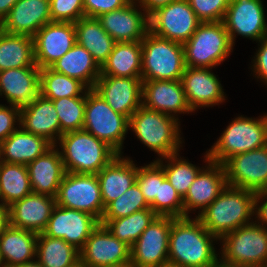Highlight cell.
Instances as JSON below:
<instances>
[{
    "instance_id": "obj_9",
    "label": "cell",
    "mask_w": 267,
    "mask_h": 267,
    "mask_svg": "<svg viewBox=\"0 0 267 267\" xmlns=\"http://www.w3.org/2000/svg\"><path fill=\"white\" fill-rule=\"evenodd\" d=\"M83 130L122 154L125 135L131 129L126 116L115 112L94 89H88Z\"/></svg>"
},
{
    "instance_id": "obj_13",
    "label": "cell",
    "mask_w": 267,
    "mask_h": 267,
    "mask_svg": "<svg viewBox=\"0 0 267 267\" xmlns=\"http://www.w3.org/2000/svg\"><path fill=\"white\" fill-rule=\"evenodd\" d=\"M227 185L254 193L267 188V145L240 153L223 163Z\"/></svg>"
},
{
    "instance_id": "obj_22",
    "label": "cell",
    "mask_w": 267,
    "mask_h": 267,
    "mask_svg": "<svg viewBox=\"0 0 267 267\" xmlns=\"http://www.w3.org/2000/svg\"><path fill=\"white\" fill-rule=\"evenodd\" d=\"M142 105L179 120V114L192 113L181 80H151L142 83Z\"/></svg>"
},
{
    "instance_id": "obj_46",
    "label": "cell",
    "mask_w": 267,
    "mask_h": 267,
    "mask_svg": "<svg viewBox=\"0 0 267 267\" xmlns=\"http://www.w3.org/2000/svg\"><path fill=\"white\" fill-rule=\"evenodd\" d=\"M19 127L20 108L13 105L0 104V143Z\"/></svg>"
},
{
    "instance_id": "obj_11",
    "label": "cell",
    "mask_w": 267,
    "mask_h": 267,
    "mask_svg": "<svg viewBox=\"0 0 267 267\" xmlns=\"http://www.w3.org/2000/svg\"><path fill=\"white\" fill-rule=\"evenodd\" d=\"M201 22L188 0H175L149 15V31L181 44L193 35Z\"/></svg>"
},
{
    "instance_id": "obj_33",
    "label": "cell",
    "mask_w": 267,
    "mask_h": 267,
    "mask_svg": "<svg viewBox=\"0 0 267 267\" xmlns=\"http://www.w3.org/2000/svg\"><path fill=\"white\" fill-rule=\"evenodd\" d=\"M141 42L115 43L108 60L101 67V74L114 77H141Z\"/></svg>"
},
{
    "instance_id": "obj_10",
    "label": "cell",
    "mask_w": 267,
    "mask_h": 267,
    "mask_svg": "<svg viewBox=\"0 0 267 267\" xmlns=\"http://www.w3.org/2000/svg\"><path fill=\"white\" fill-rule=\"evenodd\" d=\"M56 205L87 212L100 221L105 207L97 174L66 172L59 186Z\"/></svg>"
},
{
    "instance_id": "obj_37",
    "label": "cell",
    "mask_w": 267,
    "mask_h": 267,
    "mask_svg": "<svg viewBox=\"0 0 267 267\" xmlns=\"http://www.w3.org/2000/svg\"><path fill=\"white\" fill-rule=\"evenodd\" d=\"M158 215L151 209L134 212L127 217L100 220L110 233L130 247Z\"/></svg>"
},
{
    "instance_id": "obj_6",
    "label": "cell",
    "mask_w": 267,
    "mask_h": 267,
    "mask_svg": "<svg viewBox=\"0 0 267 267\" xmlns=\"http://www.w3.org/2000/svg\"><path fill=\"white\" fill-rule=\"evenodd\" d=\"M182 45L186 67L215 68L233 51L223 21L200 23Z\"/></svg>"
},
{
    "instance_id": "obj_26",
    "label": "cell",
    "mask_w": 267,
    "mask_h": 267,
    "mask_svg": "<svg viewBox=\"0 0 267 267\" xmlns=\"http://www.w3.org/2000/svg\"><path fill=\"white\" fill-rule=\"evenodd\" d=\"M40 68L22 67L0 71V96L22 108L40 94Z\"/></svg>"
},
{
    "instance_id": "obj_3",
    "label": "cell",
    "mask_w": 267,
    "mask_h": 267,
    "mask_svg": "<svg viewBox=\"0 0 267 267\" xmlns=\"http://www.w3.org/2000/svg\"><path fill=\"white\" fill-rule=\"evenodd\" d=\"M58 145L65 170L69 173L97 174L119 155L107 143L85 130L63 134Z\"/></svg>"
},
{
    "instance_id": "obj_29",
    "label": "cell",
    "mask_w": 267,
    "mask_h": 267,
    "mask_svg": "<svg viewBox=\"0 0 267 267\" xmlns=\"http://www.w3.org/2000/svg\"><path fill=\"white\" fill-rule=\"evenodd\" d=\"M54 145L44 137L26 132L21 127L0 145V161L28 165Z\"/></svg>"
},
{
    "instance_id": "obj_2",
    "label": "cell",
    "mask_w": 267,
    "mask_h": 267,
    "mask_svg": "<svg viewBox=\"0 0 267 267\" xmlns=\"http://www.w3.org/2000/svg\"><path fill=\"white\" fill-rule=\"evenodd\" d=\"M255 193L227 185L198 216L202 225L219 240L226 234L253 223Z\"/></svg>"
},
{
    "instance_id": "obj_48",
    "label": "cell",
    "mask_w": 267,
    "mask_h": 267,
    "mask_svg": "<svg viewBox=\"0 0 267 267\" xmlns=\"http://www.w3.org/2000/svg\"><path fill=\"white\" fill-rule=\"evenodd\" d=\"M258 50L252 61L253 75L267 85V36L258 42Z\"/></svg>"
},
{
    "instance_id": "obj_15",
    "label": "cell",
    "mask_w": 267,
    "mask_h": 267,
    "mask_svg": "<svg viewBox=\"0 0 267 267\" xmlns=\"http://www.w3.org/2000/svg\"><path fill=\"white\" fill-rule=\"evenodd\" d=\"M99 224L100 221L87 212L56 205L42 233L63 239L80 251Z\"/></svg>"
},
{
    "instance_id": "obj_40",
    "label": "cell",
    "mask_w": 267,
    "mask_h": 267,
    "mask_svg": "<svg viewBox=\"0 0 267 267\" xmlns=\"http://www.w3.org/2000/svg\"><path fill=\"white\" fill-rule=\"evenodd\" d=\"M52 101L60 120L61 136L67 132L83 130L86 92L80 97H63Z\"/></svg>"
},
{
    "instance_id": "obj_43",
    "label": "cell",
    "mask_w": 267,
    "mask_h": 267,
    "mask_svg": "<svg viewBox=\"0 0 267 267\" xmlns=\"http://www.w3.org/2000/svg\"><path fill=\"white\" fill-rule=\"evenodd\" d=\"M165 179L163 168L155 160L150 164L138 167L136 183L149 205L158 196L159 182H163Z\"/></svg>"
},
{
    "instance_id": "obj_50",
    "label": "cell",
    "mask_w": 267,
    "mask_h": 267,
    "mask_svg": "<svg viewBox=\"0 0 267 267\" xmlns=\"http://www.w3.org/2000/svg\"><path fill=\"white\" fill-rule=\"evenodd\" d=\"M175 0H137L144 11L150 15L160 7L166 6Z\"/></svg>"
},
{
    "instance_id": "obj_38",
    "label": "cell",
    "mask_w": 267,
    "mask_h": 267,
    "mask_svg": "<svg viewBox=\"0 0 267 267\" xmlns=\"http://www.w3.org/2000/svg\"><path fill=\"white\" fill-rule=\"evenodd\" d=\"M40 94L48 99L80 97L88 88L79 80L55 72L51 68L40 70Z\"/></svg>"
},
{
    "instance_id": "obj_44",
    "label": "cell",
    "mask_w": 267,
    "mask_h": 267,
    "mask_svg": "<svg viewBox=\"0 0 267 267\" xmlns=\"http://www.w3.org/2000/svg\"><path fill=\"white\" fill-rule=\"evenodd\" d=\"M201 23L223 21L230 0H188Z\"/></svg>"
},
{
    "instance_id": "obj_7",
    "label": "cell",
    "mask_w": 267,
    "mask_h": 267,
    "mask_svg": "<svg viewBox=\"0 0 267 267\" xmlns=\"http://www.w3.org/2000/svg\"><path fill=\"white\" fill-rule=\"evenodd\" d=\"M142 81L181 80L185 70L183 45L150 31L141 41Z\"/></svg>"
},
{
    "instance_id": "obj_20",
    "label": "cell",
    "mask_w": 267,
    "mask_h": 267,
    "mask_svg": "<svg viewBox=\"0 0 267 267\" xmlns=\"http://www.w3.org/2000/svg\"><path fill=\"white\" fill-rule=\"evenodd\" d=\"M141 77L100 75L93 88L117 113L128 119L142 105Z\"/></svg>"
},
{
    "instance_id": "obj_17",
    "label": "cell",
    "mask_w": 267,
    "mask_h": 267,
    "mask_svg": "<svg viewBox=\"0 0 267 267\" xmlns=\"http://www.w3.org/2000/svg\"><path fill=\"white\" fill-rule=\"evenodd\" d=\"M97 19L116 43L141 42L149 32V15L134 0L120 9L98 16Z\"/></svg>"
},
{
    "instance_id": "obj_19",
    "label": "cell",
    "mask_w": 267,
    "mask_h": 267,
    "mask_svg": "<svg viewBox=\"0 0 267 267\" xmlns=\"http://www.w3.org/2000/svg\"><path fill=\"white\" fill-rule=\"evenodd\" d=\"M206 166L201 167L189 190L183 198L184 217H190V212L198 215L204 211L227 186L226 173L223 164L209 160L208 151L205 152Z\"/></svg>"
},
{
    "instance_id": "obj_53",
    "label": "cell",
    "mask_w": 267,
    "mask_h": 267,
    "mask_svg": "<svg viewBox=\"0 0 267 267\" xmlns=\"http://www.w3.org/2000/svg\"><path fill=\"white\" fill-rule=\"evenodd\" d=\"M13 267H42V266L39 264L37 259H34L32 261H29L23 264H18Z\"/></svg>"
},
{
    "instance_id": "obj_41",
    "label": "cell",
    "mask_w": 267,
    "mask_h": 267,
    "mask_svg": "<svg viewBox=\"0 0 267 267\" xmlns=\"http://www.w3.org/2000/svg\"><path fill=\"white\" fill-rule=\"evenodd\" d=\"M150 208L140 187L135 182L117 199L110 202L104 210L101 220L119 219L128 215Z\"/></svg>"
},
{
    "instance_id": "obj_24",
    "label": "cell",
    "mask_w": 267,
    "mask_h": 267,
    "mask_svg": "<svg viewBox=\"0 0 267 267\" xmlns=\"http://www.w3.org/2000/svg\"><path fill=\"white\" fill-rule=\"evenodd\" d=\"M55 206L56 198L32 192L8 207L9 225L42 233Z\"/></svg>"
},
{
    "instance_id": "obj_34",
    "label": "cell",
    "mask_w": 267,
    "mask_h": 267,
    "mask_svg": "<svg viewBox=\"0 0 267 267\" xmlns=\"http://www.w3.org/2000/svg\"><path fill=\"white\" fill-rule=\"evenodd\" d=\"M38 67L34 60V40L30 36L0 31V71Z\"/></svg>"
},
{
    "instance_id": "obj_28",
    "label": "cell",
    "mask_w": 267,
    "mask_h": 267,
    "mask_svg": "<svg viewBox=\"0 0 267 267\" xmlns=\"http://www.w3.org/2000/svg\"><path fill=\"white\" fill-rule=\"evenodd\" d=\"M137 172L134 161L119 154L97 173L104 207L136 182Z\"/></svg>"
},
{
    "instance_id": "obj_32",
    "label": "cell",
    "mask_w": 267,
    "mask_h": 267,
    "mask_svg": "<svg viewBox=\"0 0 267 267\" xmlns=\"http://www.w3.org/2000/svg\"><path fill=\"white\" fill-rule=\"evenodd\" d=\"M74 25L77 43L102 67L113 50L115 40L103 29L97 18L84 16Z\"/></svg>"
},
{
    "instance_id": "obj_21",
    "label": "cell",
    "mask_w": 267,
    "mask_h": 267,
    "mask_svg": "<svg viewBox=\"0 0 267 267\" xmlns=\"http://www.w3.org/2000/svg\"><path fill=\"white\" fill-rule=\"evenodd\" d=\"M211 69L185 67L181 81L188 105L193 112L200 107H213L226 100L221 82Z\"/></svg>"
},
{
    "instance_id": "obj_16",
    "label": "cell",
    "mask_w": 267,
    "mask_h": 267,
    "mask_svg": "<svg viewBox=\"0 0 267 267\" xmlns=\"http://www.w3.org/2000/svg\"><path fill=\"white\" fill-rule=\"evenodd\" d=\"M34 40V60L40 68H50L76 43L74 23L50 22L40 28Z\"/></svg>"
},
{
    "instance_id": "obj_56",
    "label": "cell",
    "mask_w": 267,
    "mask_h": 267,
    "mask_svg": "<svg viewBox=\"0 0 267 267\" xmlns=\"http://www.w3.org/2000/svg\"><path fill=\"white\" fill-rule=\"evenodd\" d=\"M161 267H184V266H179V265H175L172 263H165L164 265H162Z\"/></svg>"
},
{
    "instance_id": "obj_47",
    "label": "cell",
    "mask_w": 267,
    "mask_h": 267,
    "mask_svg": "<svg viewBox=\"0 0 267 267\" xmlns=\"http://www.w3.org/2000/svg\"><path fill=\"white\" fill-rule=\"evenodd\" d=\"M131 0H83L84 14L94 17L108 13L126 6Z\"/></svg>"
},
{
    "instance_id": "obj_18",
    "label": "cell",
    "mask_w": 267,
    "mask_h": 267,
    "mask_svg": "<svg viewBox=\"0 0 267 267\" xmlns=\"http://www.w3.org/2000/svg\"><path fill=\"white\" fill-rule=\"evenodd\" d=\"M79 254L80 267H105L130 261V246L99 224Z\"/></svg>"
},
{
    "instance_id": "obj_8",
    "label": "cell",
    "mask_w": 267,
    "mask_h": 267,
    "mask_svg": "<svg viewBox=\"0 0 267 267\" xmlns=\"http://www.w3.org/2000/svg\"><path fill=\"white\" fill-rule=\"evenodd\" d=\"M220 261L238 267H267V228L255 221L224 235Z\"/></svg>"
},
{
    "instance_id": "obj_54",
    "label": "cell",
    "mask_w": 267,
    "mask_h": 267,
    "mask_svg": "<svg viewBox=\"0 0 267 267\" xmlns=\"http://www.w3.org/2000/svg\"><path fill=\"white\" fill-rule=\"evenodd\" d=\"M105 267H133V265L131 261H128L126 263H120V264L110 265V266H105Z\"/></svg>"
},
{
    "instance_id": "obj_23",
    "label": "cell",
    "mask_w": 267,
    "mask_h": 267,
    "mask_svg": "<svg viewBox=\"0 0 267 267\" xmlns=\"http://www.w3.org/2000/svg\"><path fill=\"white\" fill-rule=\"evenodd\" d=\"M50 22V0H18L1 21V30L33 38Z\"/></svg>"
},
{
    "instance_id": "obj_27",
    "label": "cell",
    "mask_w": 267,
    "mask_h": 267,
    "mask_svg": "<svg viewBox=\"0 0 267 267\" xmlns=\"http://www.w3.org/2000/svg\"><path fill=\"white\" fill-rule=\"evenodd\" d=\"M57 146L54 145L27 165L33 193L56 198L60 183L66 174L60 148Z\"/></svg>"
},
{
    "instance_id": "obj_31",
    "label": "cell",
    "mask_w": 267,
    "mask_h": 267,
    "mask_svg": "<svg viewBox=\"0 0 267 267\" xmlns=\"http://www.w3.org/2000/svg\"><path fill=\"white\" fill-rule=\"evenodd\" d=\"M50 68L55 72L79 80L88 89L95 87L96 81L101 74V67L96 63L92 55L78 43Z\"/></svg>"
},
{
    "instance_id": "obj_45",
    "label": "cell",
    "mask_w": 267,
    "mask_h": 267,
    "mask_svg": "<svg viewBox=\"0 0 267 267\" xmlns=\"http://www.w3.org/2000/svg\"><path fill=\"white\" fill-rule=\"evenodd\" d=\"M50 15L53 22L75 23L85 16L83 0H50Z\"/></svg>"
},
{
    "instance_id": "obj_39",
    "label": "cell",
    "mask_w": 267,
    "mask_h": 267,
    "mask_svg": "<svg viewBox=\"0 0 267 267\" xmlns=\"http://www.w3.org/2000/svg\"><path fill=\"white\" fill-rule=\"evenodd\" d=\"M179 156V153H175L155 161L163 168L166 178L183 199L201 168Z\"/></svg>"
},
{
    "instance_id": "obj_25",
    "label": "cell",
    "mask_w": 267,
    "mask_h": 267,
    "mask_svg": "<svg viewBox=\"0 0 267 267\" xmlns=\"http://www.w3.org/2000/svg\"><path fill=\"white\" fill-rule=\"evenodd\" d=\"M20 127L57 145L61 137L60 120L51 99L39 94L30 104L20 108Z\"/></svg>"
},
{
    "instance_id": "obj_55",
    "label": "cell",
    "mask_w": 267,
    "mask_h": 267,
    "mask_svg": "<svg viewBox=\"0 0 267 267\" xmlns=\"http://www.w3.org/2000/svg\"><path fill=\"white\" fill-rule=\"evenodd\" d=\"M214 267H238V266H231V265H226L219 261Z\"/></svg>"
},
{
    "instance_id": "obj_36",
    "label": "cell",
    "mask_w": 267,
    "mask_h": 267,
    "mask_svg": "<svg viewBox=\"0 0 267 267\" xmlns=\"http://www.w3.org/2000/svg\"><path fill=\"white\" fill-rule=\"evenodd\" d=\"M31 193L27 166L0 161V203L9 207Z\"/></svg>"
},
{
    "instance_id": "obj_4",
    "label": "cell",
    "mask_w": 267,
    "mask_h": 267,
    "mask_svg": "<svg viewBox=\"0 0 267 267\" xmlns=\"http://www.w3.org/2000/svg\"><path fill=\"white\" fill-rule=\"evenodd\" d=\"M180 121L170 115L141 105L129 119V129L142 144L159 155L158 159L178 153L182 144Z\"/></svg>"
},
{
    "instance_id": "obj_49",
    "label": "cell",
    "mask_w": 267,
    "mask_h": 267,
    "mask_svg": "<svg viewBox=\"0 0 267 267\" xmlns=\"http://www.w3.org/2000/svg\"><path fill=\"white\" fill-rule=\"evenodd\" d=\"M265 199V200H264ZM267 190L255 193V222L267 228ZM260 204V205H259ZM260 221V222H259Z\"/></svg>"
},
{
    "instance_id": "obj_42",
    "label": "cell",
    "mask_w": 267,
    "mask_h": 267,
    "mask_svg": "<svg viewBox=\"0 0 267 267\" xmlns=\"http://www.w3.org/2000/svg\"><path fill=\"white\" fill-rule=\"evenodd\" d=\"M150 208L158 216L184 217L183 199L167 178L163 182H159L158 196L150 204Z\"/></svg>"
},
{
    "instance_id": "obj_14",
    "label": "cell",
    "mask_w": 267,
    "mask_h": 267,
    "mask_svg": "<svg viewBox=\"0 0 267 267\" xmlns=\"http://www.w3.org/2000/svg\"><path fill=\"white\" fill-rule=\"evenodd\" d=\"M264 12L262 0H230L223 23L233 46L236 35L256 43L267 36Z\"/></svg>"
},
{
    "instance_id": "obj_5",
    "label": "cell",
    "mask_w": 267,
    "mask_h": 267,
    "mask_svg": "<svg viewBox=\"0 0 267 267\" xmlns=\"http://www.w3.org/2000/svg\"><path fill=\"white\" fill-rule=\"evenodd\" d=\"M267 145V114L259 118L238 116L208 150L209 160L223 164L228 158Z\"/></svg>"
},
{
    "instance_id": "obj_52",
    "label": "cell",
    "mask_w": 267,
    "mask_h": 267,
    "mask_svg": "<svg viewBox=\"0 0 267 267\" xmlns=\"http://www.w3.org/2000/svg\"><path fill=\"white\" fill-rule=\"evenodd\" d=\"M18 0H0V21L10 12Z\"/></svg>"
},
{
    "instance_id": "obj_35",
    "label": "cell",
    "mask_w": 267,
    "mask_h": 267,
    "mask_svg": "<svg viewBox=\"0 0 267 267\" xmlns=\"http://www.w3.org/2000/svg\"><path fill=\"white\" fill-rule=\"evenodd\" d=\"M36 259L42 267H80L79 250L63 239L39 233Z\"/></svg>"
},
{
    "instance_id": "obj_51",
    "label": "cell",
    "mask_w": 267,
    "mask_h": 267,
    "mask_svg": "<svg viewBox=\"0 0 267 267\" xmlns=\"http://www.w3.org/2000/svg\"><path fill=\"white\" fill-rule=\"evenodd\" d=\"M9 225V210L7 206L0 204V235Z\"/></svg>"
},
{
    "instance_id": "obj_1",
    "label": "cell",
    "mask_w": 267,
    "mask_h": 267,
    "mask_svg": "<svg viewBox=\"0 0 267 267\" xmlns=\"http://www.w3.org/2000/svg\"><path fill=\"white\" fill-rule=\"evenodd\" d=\"M218 240L197 217L174 218L168 262L184 267H214L220 261L213 244Z\"/></svg>"
},
{
    "instance_id": "obj_30",
    "label": "cell",
    "mask_w": 267,
    "mask_h": 267,
    "mask_svg": "<svg viewBox=\"0 0 267 267\" xmlns=\"http://www.w3.org/2000/svg\"><path fill=\"white\" fill-rule=\"evenodd\" d=\"M38 233L8 225L0 235V256L5 267L36 258Z\"/></svg>"
},
{
    "instance_id": "obj_57",
    "label": "cell",
    "mask_w": 267,
    "mask_h": 267,
    "mask_svg": "<svg viewBox=\"0 0 267 267\" xmlns=\"http://www.w3.org/2000/svg\"><path fill=\"white\" fill-rule=\"evenodd\" d=\"M0 267H5L0 256Z\"/></svg>"
},
{
    "instance_id": "obj_12",
    "label": "cell",
    "mask_w": 267,
    "mask_h": 267,
    "mask_svg": "<svg viewBox=\"0 0 267 267\" xmlns=\"http://www.w3.org/2000/svg\"><path fill=\"white\" fill-rule=\"evenodd\" d=\"M174 217L157 216L130 247L133 267H161L168 263L169 235Z\"/></svg>"
}]
</instances>
